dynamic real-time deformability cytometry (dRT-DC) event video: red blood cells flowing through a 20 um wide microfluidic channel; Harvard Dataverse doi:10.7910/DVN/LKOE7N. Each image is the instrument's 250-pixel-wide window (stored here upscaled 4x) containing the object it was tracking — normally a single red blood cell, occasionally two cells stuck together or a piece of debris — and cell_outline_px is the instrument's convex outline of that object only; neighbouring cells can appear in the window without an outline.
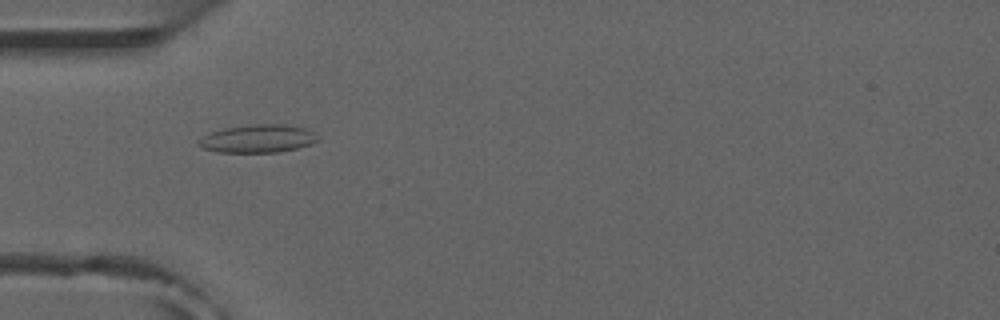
{"species": "common noctule bat (a hibernating species)", "species_latin": "Nyctalus noctula", "temperature_condition": "room temperature", "stored_images_in_passage": 9, "camera_frame_rate_fps": 3000, "um_per_image_px": 0.085, "animal": {"sex": "male", "forearm_length_mm": 52.5}, "frame": {"image": 1, "passage_image": 3, "time_ms": 2.333, "image_size_px": [1000, 320], "cell_outline_px": [[320, 140], [312, 144], [280, 152], [216, 152], [204, 148], [196, 144], [196, 140], [212, 132], [224, 128], [256, 124], [288, 124], [304, 128], [320, 136]], "centroid_in_image_um": [21.94, 11.78], "position_along_channel_um": 63.1, "area_um2": 19.54}}
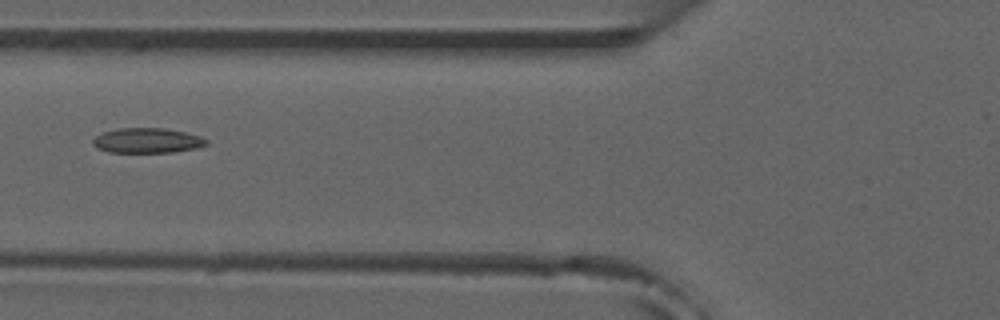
{"frame": {"image": 2, "passage_image": 4, "time_ms": 3.667, "image_size_px": [1000, 320], "cell_outline_px": [[208, 144], [196, 148], [172, 152], [108, 152], [96, 148], [92, 144], [92, 140], [96, 136], [104, 132], [120, 128], [164, 128], [184, 132], [200, 136], [208, 140]], "centroid_in_image_um": [12.5, 11.95], "position_along_channel_um": 113.3, "area_um2": 16.47}}